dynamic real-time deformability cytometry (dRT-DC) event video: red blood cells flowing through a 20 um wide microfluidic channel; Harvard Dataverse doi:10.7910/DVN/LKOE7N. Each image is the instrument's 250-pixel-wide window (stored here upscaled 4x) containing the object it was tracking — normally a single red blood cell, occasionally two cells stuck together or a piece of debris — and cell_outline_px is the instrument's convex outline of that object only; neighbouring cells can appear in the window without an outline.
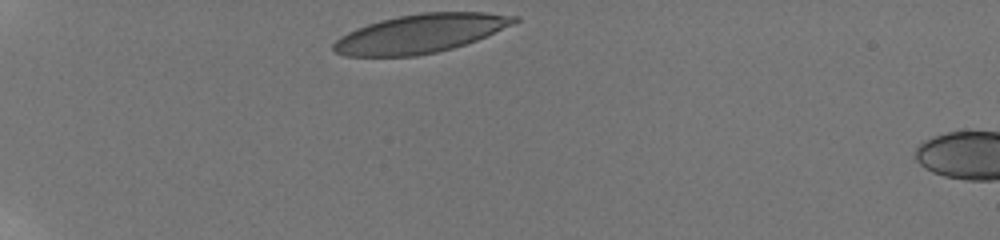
{"species": "human", "species_latin": "Homo sapiens", "temperature_condition": "room temperature", "stored_images_in_passage": 32, "camera_frame_rate_fps": 3000, "um_per_image_px": 0.085, "donor": {"sex": "male"}, "frame": {"image": 1, "passage_image": 1, "time_ms": 0.0, "image_size_px": [1000, 240], "cell_outline_px": [[520, 20], [512, 24], [476, 40], [452, 48], [436, 52], [416, 56], [344, 56], [336, 52], [332, 48], [332, 44], [340, 36], [356, 28], [380, 20], [420, 12], [484, 12], [520, 16]], "centroid_in_image_um": [35.71, 2.85], "position_along_channel_um": 49.3, "area_um2": 40.52}}
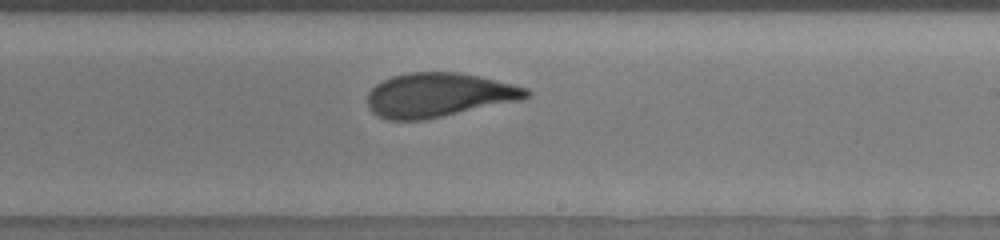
{"frame": {"image": 2, "passage_image": 22, "time_ms": 6.667, "image_size_px": [1000, 240], "cell_outline_px": [[532, 92], [528, 96], [520, 100], [424, 120], [388, 120], [372, 112], [368, 108], [368, 92], [376, 84], [392, 76], [408, 72], [456, 72], [480, 76], [528, 88]], "centroid_in_image_um": [37.27, 8.07], "position_along_channel_um": 251.7, "area_um2": 40.75}}
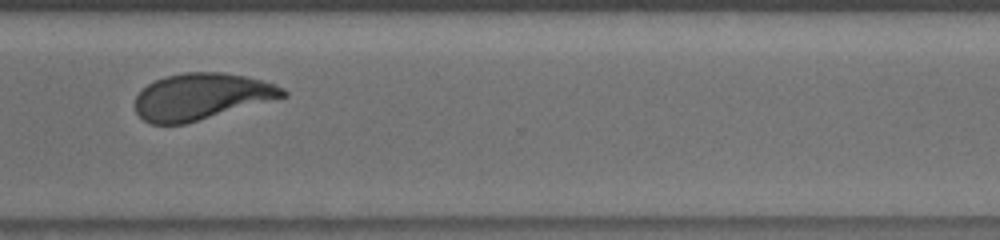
{"frame": {"image": 3, "passage_image": 30, "time_ms": 9.333, "image_size_px": [1000, 240], "cell_outline_px": [[288, 96], [184, 124], [152, 124], [144, 120], [136, 112], [136, 96], [148, 84], [164, 76], [184, 72], [220, 72], [248, 76], [284, 88], [288, 92]], "centroid_in_image_um": [17.13, 8.19], "position_along_channel_um": 353.5, "area_um2": 39.71}, "authors_computed_cell_mechanics": {"area_um2": 41.1825, "velocity_mm_per_s": 3.8062, "shape_relaxation_time_tau1_ms": 7.3085, "shape_relaxation_time_tau2_ms": 0.9804, "deformation_change_tau1": 0.2195, "deformation_change_tau2": 0.0656}}